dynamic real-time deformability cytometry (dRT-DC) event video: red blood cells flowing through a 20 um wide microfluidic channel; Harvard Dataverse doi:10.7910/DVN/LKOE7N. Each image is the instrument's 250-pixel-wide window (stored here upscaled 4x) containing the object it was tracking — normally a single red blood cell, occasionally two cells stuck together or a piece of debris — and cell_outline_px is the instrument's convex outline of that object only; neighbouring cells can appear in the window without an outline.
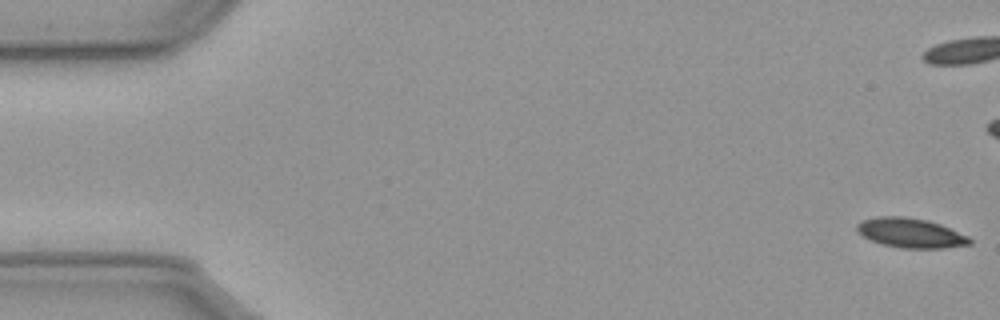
{"species": "common noctule bat (a hibernating species)", "species_latin": "Nyctalus noctula", "temperature_condition": "cold", "stored_images_in_passage": 58, "camera_frame_rate_fps": 3000, "um_per_image_px": 0.085, "animal": {"sex": "male", "body_mass_g": 23.1, "forearm_length_mm": 52.7}, "frame": {"image": 1, "passage_image": 1, "time_ms": 0.0, "image_size_px": [1000, 320], "cell_outline_px": [[972, 244], [944, 248], [900, 248], [884, 244], [872, 240], [864, 236], [856, 228], [856, 224], [864, 220], [876, 216], [900, 216], [924, 220], [940, 224], [968, 236], [972, 240]], "centroid_in_image_um": [77.43, 19.8], "position_along_channel_um": 7.6, "area_um2": 19.13}, "authors_computed_cell_mechanics": {"area_um2": 20.1144, "velocity_mm_per_s": 3.5936, "shape_relaxation_time_tau1_ms": 6.2616, "shape_relaxation_time_tau2_ms": null, "deformation_change_tau1": 0.1332, "deformation_change_tau2": null}}